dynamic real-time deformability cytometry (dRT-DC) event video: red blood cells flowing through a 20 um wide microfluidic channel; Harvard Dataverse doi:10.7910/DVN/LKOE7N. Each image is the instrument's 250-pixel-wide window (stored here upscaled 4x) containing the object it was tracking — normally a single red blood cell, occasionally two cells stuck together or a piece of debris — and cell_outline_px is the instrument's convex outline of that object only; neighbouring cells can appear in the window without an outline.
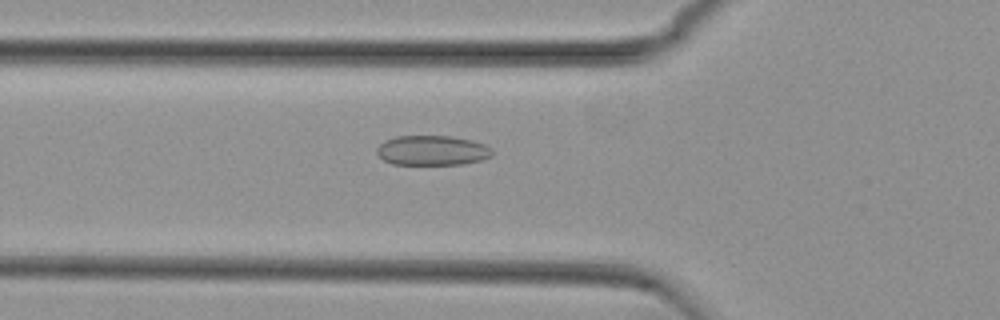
{"species": "common noctule bat (a hibernating species)", "species_latin": "Nyctalus noctula", "temperature_condition": "cold", "stored_images_in_passage": 40, "camera_frame_rate_fps": 3000, "um_per_image_px": 0.085, "animal": {"sex": "female", "body_mass_g": 29.2, "forearm_length_mm": 56.3}, "frame": {"image": 1, "passage_image": 8, "time_ms": 2.333, "image_size_px": [1000, 320], "cell_outline_px": [[492, 156], [480, 160], [464, 164], [392, 164], [384, 160], [376, 152], [376, 148], [384, 140], [396, 136], [452, 136], [472, 140], [484, 144], [492, 148]], "centroid_in_image_um": [36.74, 12.78], "position_along_channel_um": 89.1, "area_um2": 20.11}}
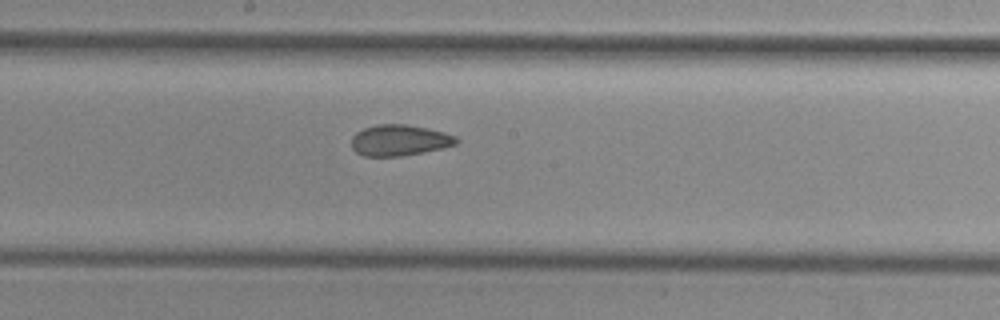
{"frame": {"image": 2, "passage_image": 18, "time_ms": 5.667, "image_size_px": [1000, 320], "cell_outline_px": [[460, 140], [456, 144], [444, 148], [424, 152], [400, 156], [364, 156], [356, 152], [352, 148], [352, 136], [356, 132], [364, 128], [376, 124], [404, 124], [428, 128], [444, 132], [456, 136]], "centroid_in_image_um": [33.97, 11.92], "position_along_channel_um": 214.2, "area_um2": 19.07}}
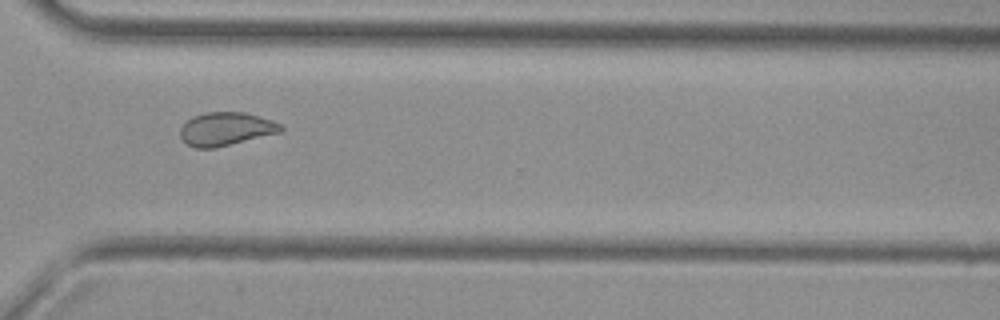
{"frame": {"image": 3, "passage_image": 29, "time_ms": 9.333, "image_size_px": [1000, 320], "cell_outline_px": [[284, 132], [216, 148], [196, 148], [188, 144], [180, 136], [180, 128], [192, 116], [204, 112], [244, 112], [272, 120], [284, 124]], "centroid_in_image_um": [19.27, 10.96], "position_along_channel_um": 351.3, "area_um2": 19.83}}